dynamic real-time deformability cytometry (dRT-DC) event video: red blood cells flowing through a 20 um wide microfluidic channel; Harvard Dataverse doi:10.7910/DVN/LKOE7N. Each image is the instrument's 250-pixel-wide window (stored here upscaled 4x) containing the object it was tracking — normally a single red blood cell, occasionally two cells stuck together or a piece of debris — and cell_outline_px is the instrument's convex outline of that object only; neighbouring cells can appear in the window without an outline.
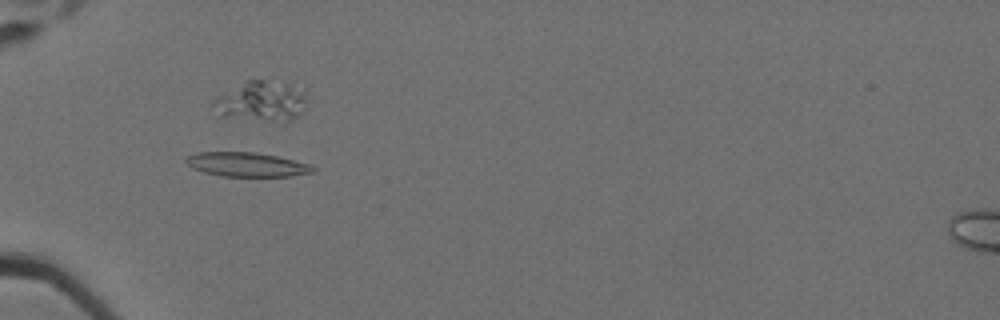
{"species": "Egyptian fruit bat (a non-hibernating species)", "species_latin": "Rousettus aegyptiacus", "temperature_condition": "cold", "stored_images_in_passage": 58, "camera_frame_rate_fps": 3000, "um_per_image_px": 0.085, "animal": {"sex": "female"}, "frame": {"image": 1, "passage_image": 21, "time_ms": 6.667, "image_size_px": [1000, 320], "cell_outline_px": [[316, 172], [292, 176], [220, 176], [204, 172], [192, 168], [184, 160], [188, 156], [196, 152], [256, 152], [276, 156], [312, 164], [316, 168]], "centroid_in_image_um": [21.01, 13.98], "position_along_channel_um": 64.0, "area_um2": 18.03}}
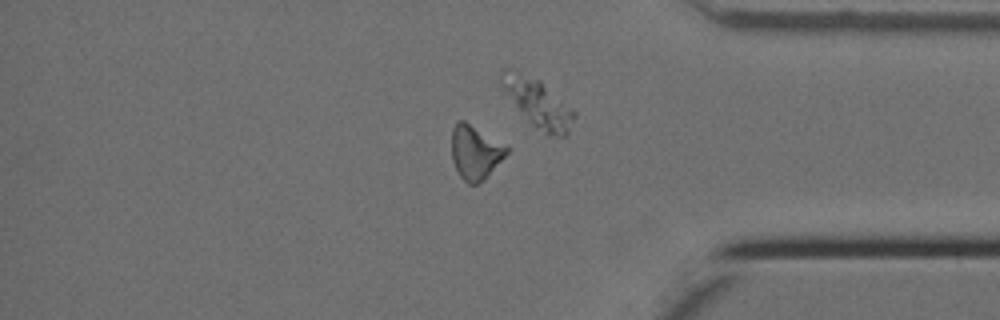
{"frame": {"image": 2, "passage_image": 51, "time_ms": 16.667, "image_size_px": [1000, 320], "cell_outline_px": [[508, 152], [484, 180], [476, 184], [468, 184], [460, 176], [452, 160], [452, 128], [460, 120], [464, 120], [508, 148]], "centroid_in_image_um": [40.36, 12.97], "position_along_channel_um": 394.8, "area_um2": 16.82}}
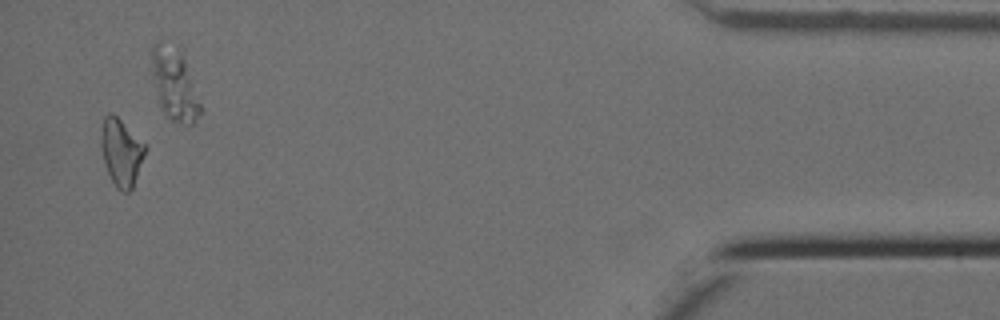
{"frame": {"image": 3, "passage_image": 58, "time_ms": 19.0, "image_size_px": [1000, 320], "cell_outline_px": [[148, 148], [132, 188], [128, 192], [120, 192], [116, 188], [108, 172], [104, 160], [100, 144], [100, 140], [104, 116], [108, 112], [112, 112], [148, 144]], "centroid_in_image_um": [10.34, 12.91], "position_along_channel_um": 424.9, "area_um2": 17.57}, "authors_computed_cell_mechanics": {"area_um2": 17.34, "velocity_mm_per_s": 3.5018, "shape_relaxation_time_tau1_ms": 0.5513, "shape_relaxation_time_tau2_ms": null, "deformation_change_tau1": null, "deformation_change_tau2": null}}